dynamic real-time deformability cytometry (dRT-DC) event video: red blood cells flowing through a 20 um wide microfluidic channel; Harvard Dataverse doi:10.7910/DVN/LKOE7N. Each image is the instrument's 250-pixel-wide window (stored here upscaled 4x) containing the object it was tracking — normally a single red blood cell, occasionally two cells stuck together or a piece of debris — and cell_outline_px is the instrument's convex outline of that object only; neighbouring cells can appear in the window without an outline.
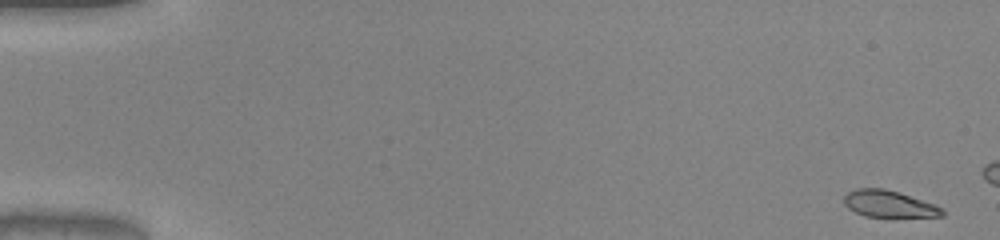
{"species": "common noctule bat (a hibernating species)", "species_latin": "Nyctalus noctula", "temperature_condition": "warm", "stored_images_in_passage": 14, "camera_frame_rate_fps": 3000, "um_per_image_px": 0.085, "animal": {"sex": "male", "body_mass_g": 20.0, "forearm_length_mm": 53.3}, "frame": {"image": 1, "passage_image": 1, "time_ms": 0.0, "image_size_px": [1000, 240], "cell_outline_px": [[944, 216], [892, 220], [864, 216], [848, 208], [844, 204], [844, 196], [848, 192], [856, 188], [884, 188], [900, 192], [944, 208]], "centroid_in_image_um": [75.61, 17.4], "position_along_channel_um": 9.4, "area_um2": 16.3}}